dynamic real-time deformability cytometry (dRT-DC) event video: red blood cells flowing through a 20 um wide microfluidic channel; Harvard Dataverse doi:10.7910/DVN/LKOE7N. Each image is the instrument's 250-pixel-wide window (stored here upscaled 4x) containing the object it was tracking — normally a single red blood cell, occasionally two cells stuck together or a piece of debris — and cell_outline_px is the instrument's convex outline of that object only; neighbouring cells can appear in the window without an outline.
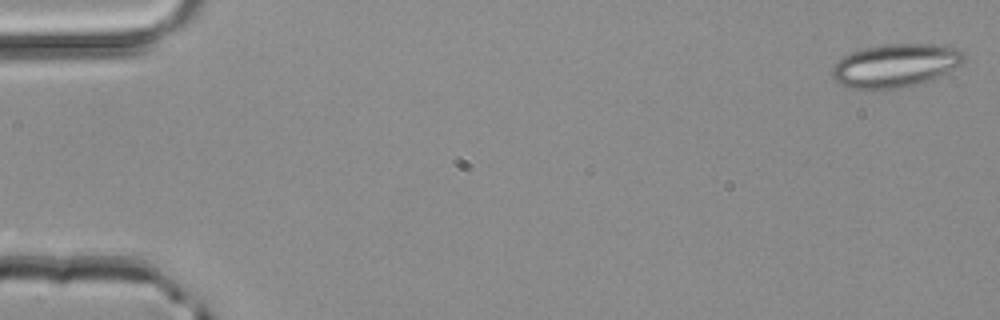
{"species": "common noctule bat (a hibernating species)", "species_latin": "Nyctalus noctula", "temperature_condition": "room temperature", "stored_images_in_passage": 11, "camera_frame_rate_fps": 3000, "um_per_image_px": 0.085, "animal": {"sex": "male", "body_mass_g": 20.4}, "frame": {"image": 1, "passage_image": 1, "time_ms": 0.0, "image_size_px": [1000, 320], "cell_outline_px": [[964, 64], [928, 80], [900, 88], [872, 92], [852, 88], [840, 84], [832, 80], [832, 68], [844, 56], [852, 52], [864, 48], [884, 44], [932, 44], [960, 48], [964, 52]], "centroid_in_image_um": [76.09, 5.59], "position_along_channel_um": 8.9, "area_um2": 33.64}}